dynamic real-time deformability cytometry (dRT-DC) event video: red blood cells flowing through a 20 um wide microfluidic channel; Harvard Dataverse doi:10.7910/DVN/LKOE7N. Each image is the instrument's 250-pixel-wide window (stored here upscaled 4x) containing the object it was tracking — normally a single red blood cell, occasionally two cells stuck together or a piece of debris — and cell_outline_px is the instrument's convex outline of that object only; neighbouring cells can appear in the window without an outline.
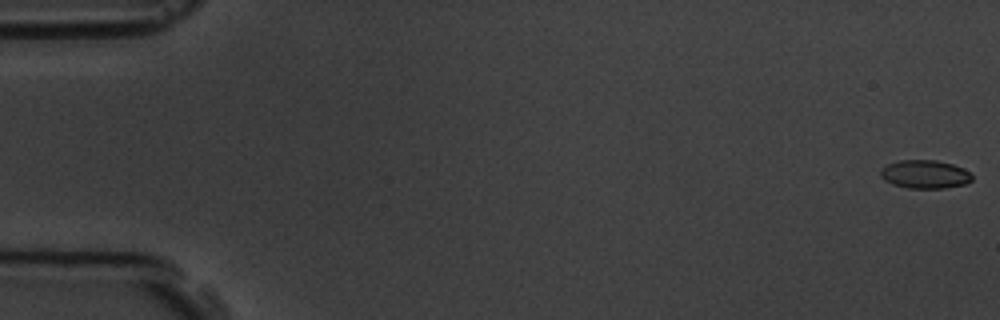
{"species": "common noctule bat (a hibernating species)", "species_latin": "Nyctalus noctula", "temperature_condition": "room temperature", "stored_images_in_passage": 9, "camera_frame_rate_fps": 3000, "um_per_image_px": 0.085, "animal": {"sex": "male", "body_mass_g": 19.5, "forearm_length_mm": 54.6}, "frame": {"image": 1, "passage_image": 1, "time_ms": 0.0, "image_size_px": [1000, 320], "cell_outline_px": [[972, 180], [968, 184], [944, 188], [908, 188], [892, 184], [884, 180], [880, 176], [880, 168], [888, 164], [900, 160], [936, 160], [952, 164], [964, 168], [972, 176]], "centroid_in_image_um": [78.61, 14.81], "position_along_channel_um": 6.4, "area_um2": 15.26}}
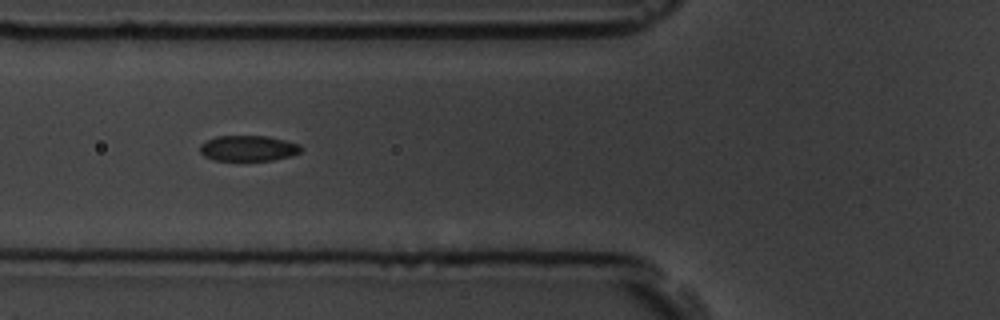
{"frame": {"image": 2, "passage_image": 7, "time_ms": 7.0, "image_size_px": [1000, 320], "cell_outline_px": [[304, 148], [300, 152], [288, 156], [272, 160], [212, 160], [204, 156], [200, 152], [200, 144], [216, 136], [268, 136], [300, 144]], "centroid_in_image_um": [21.1, 12.6], "position_along_channel_um": 104.7, "area_um2": 15.03}}
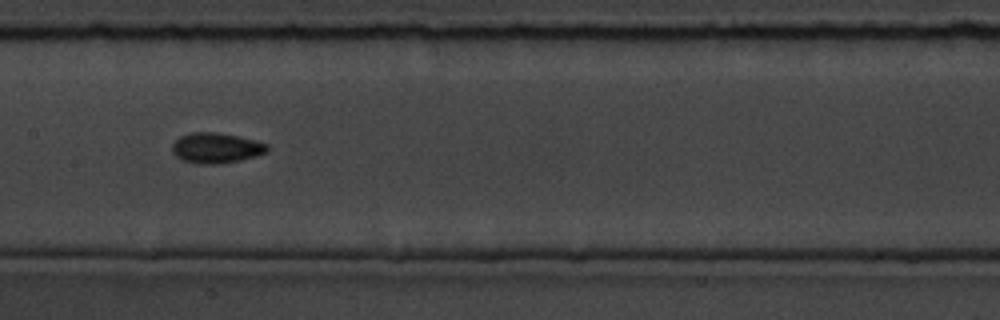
{"frame": {"image": 3, "passage_image": 9, "time_ms": 9.333, "image_size_px": [1000, 320], "cell_outline_px": [[268, 148], [264, 152], [256, 156], [240, 160], [220, 164], [196, 164], [184, 160], [176, 156], [172, 152], [172, 144], [180, 136], [192, 132], [216, 132], [236, 136], [268, 144]], "centroid_in_image_um": [18.33, 12.58], "position_along_channel_um": 189.1, "area_um2": 16.65}}